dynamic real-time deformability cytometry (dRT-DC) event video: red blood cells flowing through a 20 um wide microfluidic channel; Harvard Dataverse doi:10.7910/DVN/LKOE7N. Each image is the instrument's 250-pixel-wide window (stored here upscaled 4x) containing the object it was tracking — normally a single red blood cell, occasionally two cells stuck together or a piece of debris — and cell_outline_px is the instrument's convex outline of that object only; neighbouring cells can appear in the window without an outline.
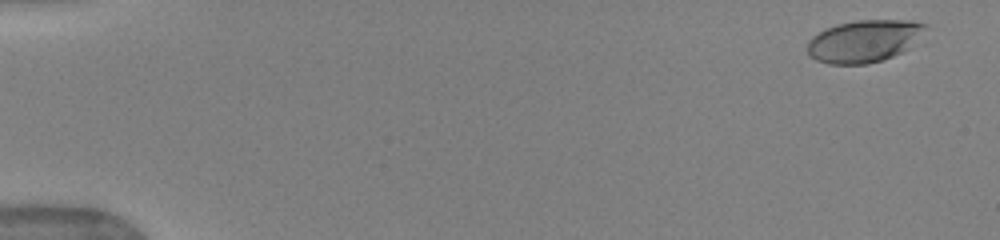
{"species": "human", "species_latin": "Homo sapiens", "temperature_condition": "warm", "stored_images_in_passage": 51, "camera_frame_rate_fps": 3000, "um_per_image_px": 0.085, "donor": {"sex": "female"}, "frame": {"image": 1, "passage_image": 1, "time_ms": 0.0, "image_size_px": [1000, 240], "cell_outline_px": [[928, 24], [908, 48], [892, 56], [868, 64], [828, 64], [816, 60], [808, 56], [808, 40], [812, 36], [824, 28], [836, 24], [856, 20], [912, 20]], "centroid_in_image_um": [73.37, 3.48], "position_along_channel_um": 11.6, "area_um2": 28.9}}
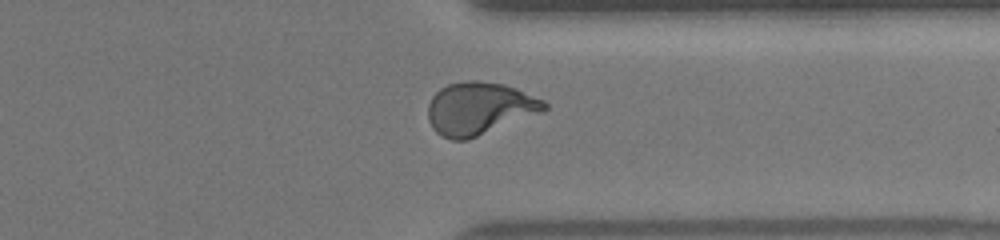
{"frame": {"image": 2, "passage_image": 40, "time_ms": 13.0, "image_size_px": [1000, 240], "cell_outline_px": [[548, 108], [544, 112], [468, 140], [452, 140], [440, 136], [432, 128], [428, 120], [428, 104], [432, 96], [440, 88], [448, 84], [468, 80], [476, 80], [504, 84], [516, 88], [544, 100], [548, 104]], "centroid_in_image_um": [40.75, 9.23], "position_along_channel_um": 370.6, "area_um2": 36.07}}
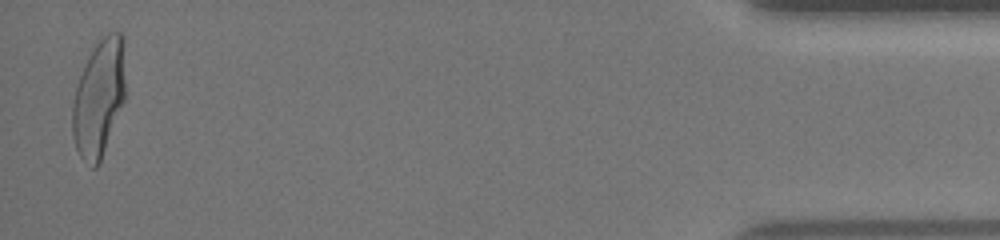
{"frame": {"image": 3, "passage_image": 50, "time_ms": 16.333, "image_size_px": [1000, 240], "cell_outline_px": [[124, 100], [100, 160], [96, 168], [92, 168], [80, 156], [76, 148], [72, 136], [72, 104], [76, 88], [80, 76], [88, 56], [96, 44], [108, 32], [120, 32], [124, 36]], "centroid_in_image_um": [8.4, 8.31], "position_along_channel_um": 426.8, "area_um2": 35.78}, "authors_computed_cell_mechanics": {"area_um2": 34.1598, "velocity_mm_per_s": 3.957, "shape_relaxation_time_tau1_ms": 3.1614, "shape_relaxation_time_tau2_ms": null, "deformation_change_tau1": 0.2024, "deformation_change_tau2": null}}